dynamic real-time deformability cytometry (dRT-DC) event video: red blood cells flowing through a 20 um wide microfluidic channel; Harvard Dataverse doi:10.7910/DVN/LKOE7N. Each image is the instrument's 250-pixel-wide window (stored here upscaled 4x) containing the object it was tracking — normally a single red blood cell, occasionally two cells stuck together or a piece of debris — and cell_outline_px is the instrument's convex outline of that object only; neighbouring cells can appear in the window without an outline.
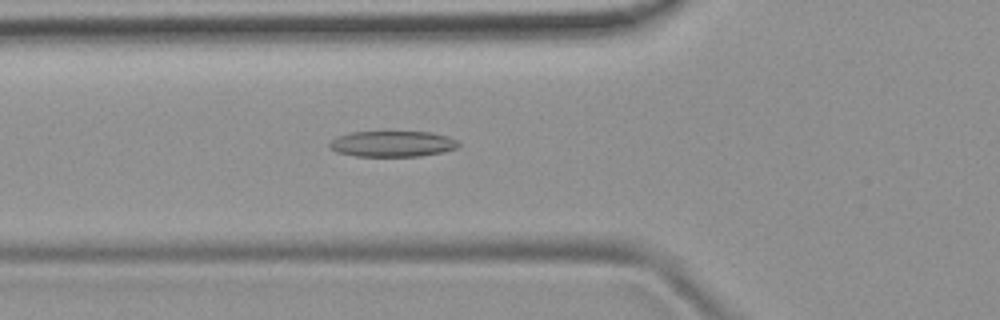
{"species": "common noctule bat (a hibernating species)", "species_latin": "Nyctalus noctula", "temperature_condition": "room temperature", "stored_images_in_passage": 52, "camera_frame_rate_fps": 3000, "um_per_image_px": 0.085, "animal": {"sex": "female", "body_mass_g": 19.9}, "frame": {"image": 1, "passage_image": 19, "time_ms": 6.0, "image_size_px": [1000, 320], "cell_outline_px": [[460, 144], [456, 148], [440, 152], [420, 156], [356, 156], [336, 152], [328, 148], [328, 144], [336, 136], [348, 132], [432, 132], [448, 136], [460, 140]], "centroid_in_image_um": [33.33, 12.22], "position_along_channel_um": 92.5, "area_um2": 19.59}}
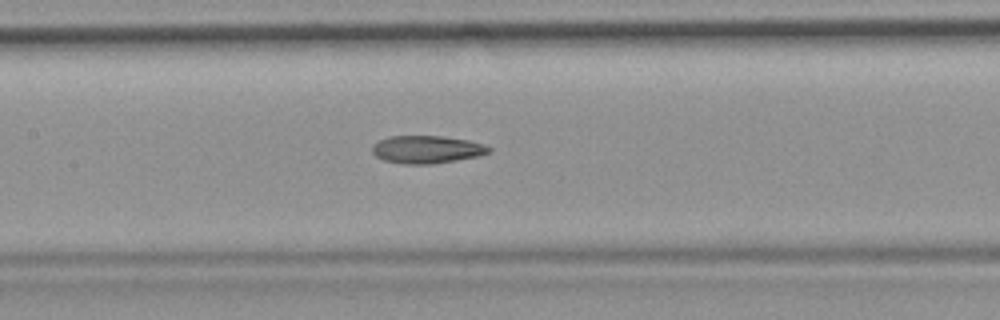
{"frame": {"image": 2, "passage_image": 25, "time_ms": 8.0, "image_size_px": [1000, 320], "cell_outline_px": [[492, 152], [480, 156], [432, 164], [404, 164], [384, 160], [376, 156], [372, 152], [372, 148], [380, 140], [388, 136], [440, 136], [468, 140], [484, 144], [492, 148]], "centroid_in_image_um": [36.33, 12.71], "position_along_channel_um": 171.1, "area_um2": 18.84}}
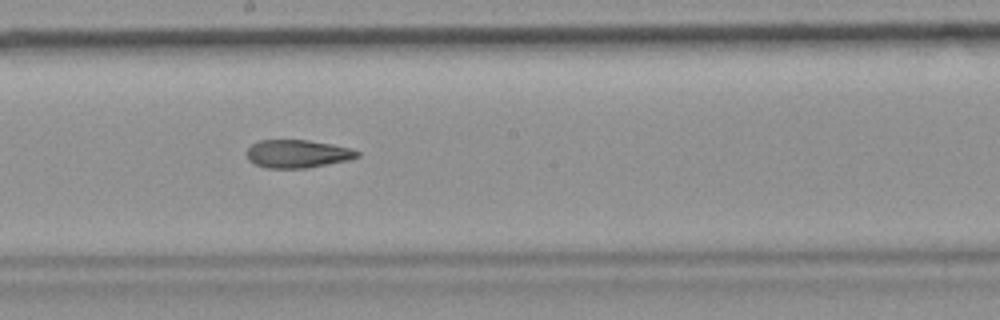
{"frame": {"image": 3, "passage_image": 29, "time_ms": 9.333, "image_size_px": [1000, 320], "cell_outline_px": [[360, 156], [348, 160], [308, 168], [264, 168], [248, 160], [244, 152], [252, 144], [260, 140], [308, 140], [332, 144], [352, 148], [360, 152]], "centroid_in_image_um": [25.27, 13.07], "position_along_channel_um": 222.9, "area_um2": 18.26}, "authors_computed_cell_mechanics": {"area_um2": 19.363, "velocity_mm_per_s": 3.9044, "shape_relaxation_time_tau1_ms": null, "shape_relaxation_time_tau2_ms": 4.8938, "deformation_change_tau1": null, "deformation_change_tau2": 0.1595}}